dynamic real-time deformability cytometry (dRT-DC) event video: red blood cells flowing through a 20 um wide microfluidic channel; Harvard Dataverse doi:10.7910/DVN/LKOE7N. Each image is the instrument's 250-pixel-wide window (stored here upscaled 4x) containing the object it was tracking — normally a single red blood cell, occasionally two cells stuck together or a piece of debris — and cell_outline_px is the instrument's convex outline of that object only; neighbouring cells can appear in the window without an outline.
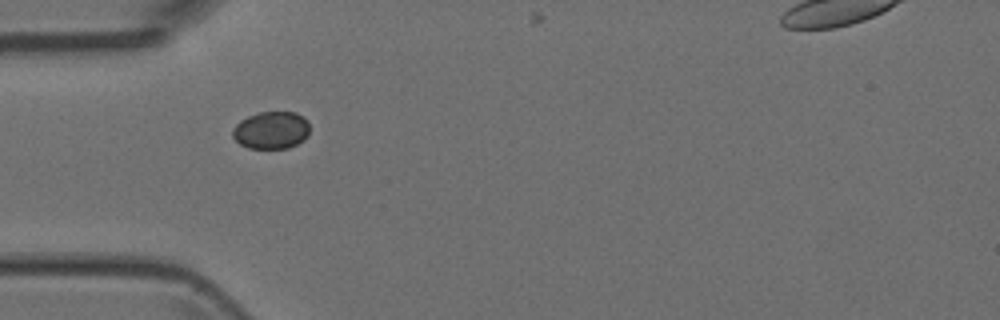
{"species": "Egyptian fruit bat (a non-hibernating species)", "species_latin": "Rousettus aegyptiacus", "temperature_condition": "room temperature", "stored_images_in_passage": 6, "camera_frame_rate_fps": 3000, "um_per_image_px": 0.085, "animal": {"sex": "female"}, "frame": {"image": 1, "passage_image": 1, "time_ms": 0.0, "image_size_px": [1000, 320], "cell_outline_px": [[308, 136], [304, 140], [288, 148], [248, 148], [240, 144], [232, 136], [232, 128], [240, 120], [248, 116], [260, 112], [296, 112], [304, 116], [308, 120]], "centroid_in_image_um": [23.06, 11.06], "position_along_channel_um": 61.9, "area_um2": 16.94}}
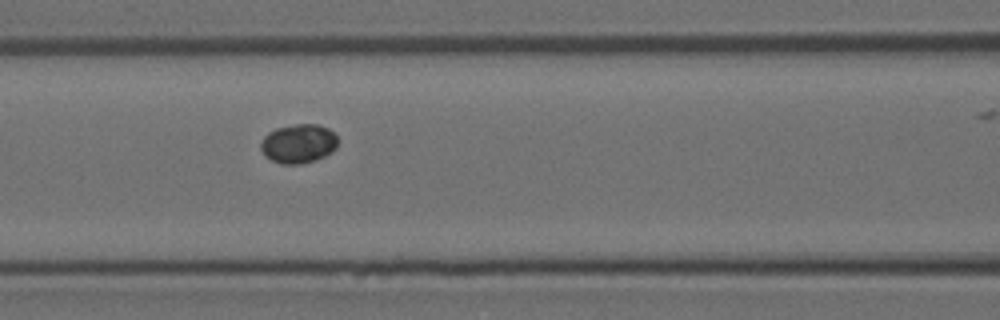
{"frame": {"image": 2, "passage_image": 3, "time_ms": 2.0, "image_size_px": [1000, 320], "cell_outline_px": [[336, 148], [332, 152], [316, 160], [300, 164], [280, 164], [264, 156], [260, 148], [260, 144], [264, 136], [268, 132], [276, 128], [296, 124], [316, 124], [328, 128], [336, 136]], "centroid_in_image_um": [25.34, 12.21], "position_along_channel_um": 141.3, "area_um2": 17.57}}
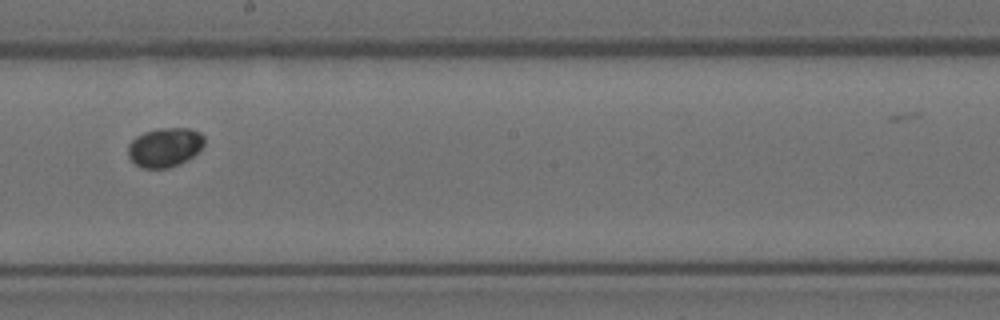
{"frame": {"image": 3, "passage_image": 5, "time_ms": 4.333, "image_size_px": [1000, 320], "cell_outline_px": [[204, 144], [188, 160], [180, 164], [168, 168], [144, 168], [136, 164], [128, 156], [128, 144], [136, 136], [144, 132], [156, 128], [188, 128], [200, 132], [204, 136]], "centroid_in_image_um": [14.0, 12.51], "position_along_channel_um": 234.2, "area_um2": 17.46}}